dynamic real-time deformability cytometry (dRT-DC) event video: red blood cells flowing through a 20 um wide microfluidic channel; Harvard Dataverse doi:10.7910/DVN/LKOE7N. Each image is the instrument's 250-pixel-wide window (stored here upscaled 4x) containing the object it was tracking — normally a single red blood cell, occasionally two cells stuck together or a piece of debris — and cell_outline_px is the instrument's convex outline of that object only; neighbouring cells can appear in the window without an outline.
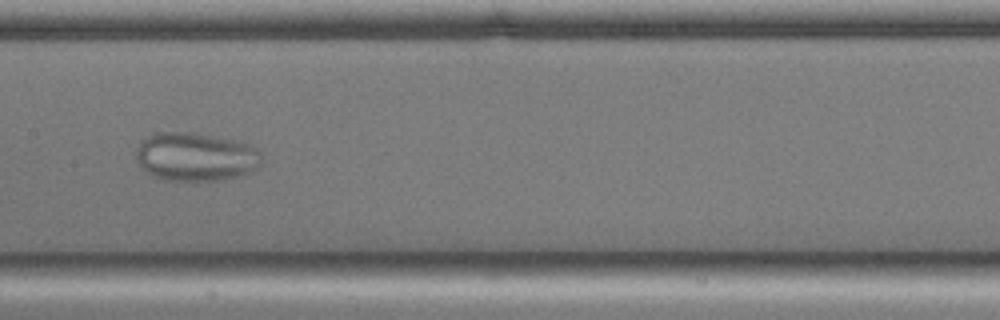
{"species": "common noctule bat (a hibernating species)", "species_latin": "Nyctalus noctula", "temperature_condition": "cold", "stored_images_in_passage": 54, "camera_frame_rate_fps": 3000, "um_per_image_px": 0.085, "animal": {"sex": "male", "body_mass_g": 17.9, "forearm_length_mm": 54.2}, "frame": {"image": 1, "passage_image": 26, "time_ms": 8.333, "image_size_px": [1000, 320], "cell_outline_px": [[260, 164], [252, 172], [220, 180], [164, 180], [152, 176], [140, 164], [136, 156], [136, 148], [140, 140], [152, 132], [196, 132], [252, 144], [260, 152]], "centroid_in_image_um": [16.61, 13.3], "position_along_channel_um": 190.8, "area_um2": 35.72}}
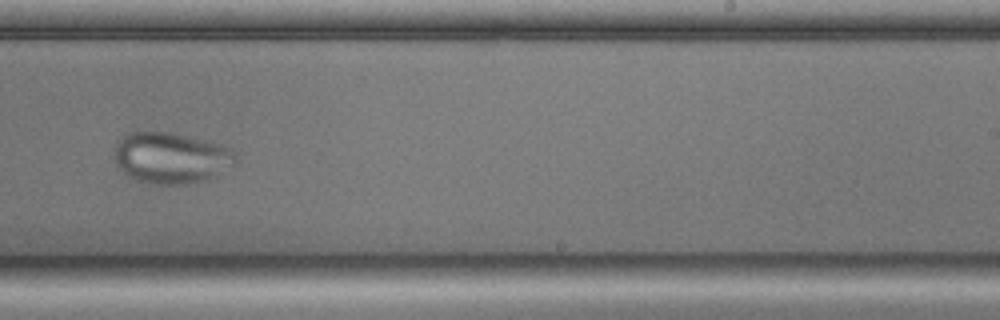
{"frame": {"image": 2, "passage_image": 33, "time_ms": 10.667, "image_size_px": [1000, 320], "cell_outline_px": [[240, 160], [236, 164], [208, 180], [188, 184], [152, 184], [136, 180], [128, 176], [116, 164], [112, 156], [116, 144], [128, 132], [136, 128], [172, 132], [220, 144], [232, 148], [236, 152]], "centroid_in_image_um": [14.54, 13.39], "position_along_channel_um": 274.5, "area_um2": 37.34}}